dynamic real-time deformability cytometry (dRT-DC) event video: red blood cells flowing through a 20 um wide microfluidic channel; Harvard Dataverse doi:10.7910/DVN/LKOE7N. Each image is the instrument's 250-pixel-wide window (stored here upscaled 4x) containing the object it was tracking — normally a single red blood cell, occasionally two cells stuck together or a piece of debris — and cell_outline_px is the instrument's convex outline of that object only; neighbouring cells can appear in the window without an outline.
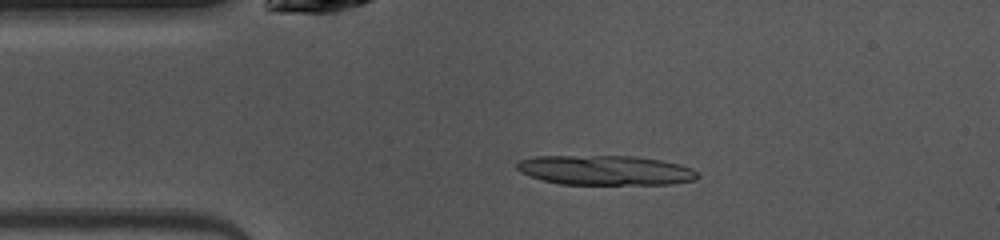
{"species": "common noctule bat (a hibernating species)", "species_latin": "Nyctalus noctula", "temperature_condition": "warm", "stored_images_in_passage": 45, "camera_frame_rate_fps": 3000, "um_per_image_px": 0.085, "animal": {"sex": "female", "body_mass_g": 10.0, "forearm_length_mm": 53.1}, "frame": {"image": 1, "passage_image": 7, "time_ms": 2.0, "image_size_px": [1000, 240], "cell_outline_px": [[700, 176], [696, 180], [672, 184], [560, 184], [544, 180], [520, 172], [516, 168], [516, 160], [536, 156], [636, 156], [660, 160], [680, 164], [692, 168]], "centroid_in_image_um": [51.46, 14.46], "position_along_channel_um": 33.5, "area_um2": 31.39}, "authors_computed_cell_mechanics": {"area_um2": 17.8602, "velocity_mm_per_s": 4.098, "shape_relaxation_time_tau1_ms": null, "shape_relaxation_time_tau2_ms": 2.6009, "deformation_change_tau1": null, "deformation_change_tau2": 0.0776}}